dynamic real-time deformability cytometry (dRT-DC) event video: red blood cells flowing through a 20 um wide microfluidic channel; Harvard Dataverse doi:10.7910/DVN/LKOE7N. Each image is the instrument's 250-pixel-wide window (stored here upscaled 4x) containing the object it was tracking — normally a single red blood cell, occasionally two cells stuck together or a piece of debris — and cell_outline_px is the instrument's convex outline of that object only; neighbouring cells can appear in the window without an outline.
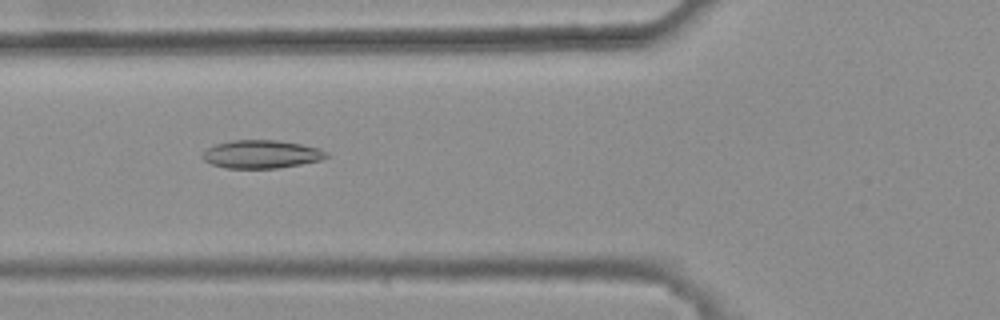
{"species": "common noctule bat (a hibernating species)", "species_latin": "Nyctalus noctula", "temperature_condition": "warm", "stored_images_in_passage": 36, "camera_frame_rate_fps": 3000, "um_per_image_px": 0.085, "animal": {"sex": "female", "body_mass_g": 25.1}, "frame": {"image": 1, "passage_image": 9, "time_ms": 2.667, "image_size_px": [1000, 320], "cell_outline_px": [[328, 156], [320, 160], [300, 164], [276, 168], [224, 168], [212, 164], [204, 160], [200, 156], [208, 148], [216, 144], [232, 140], [276, 140], [300, 144], [320, 148], [328, 152]], "centroid_in_image_um": [22.21, 13.1], "position_along_channel_um": 103.6, "area_um2": 20.23}}
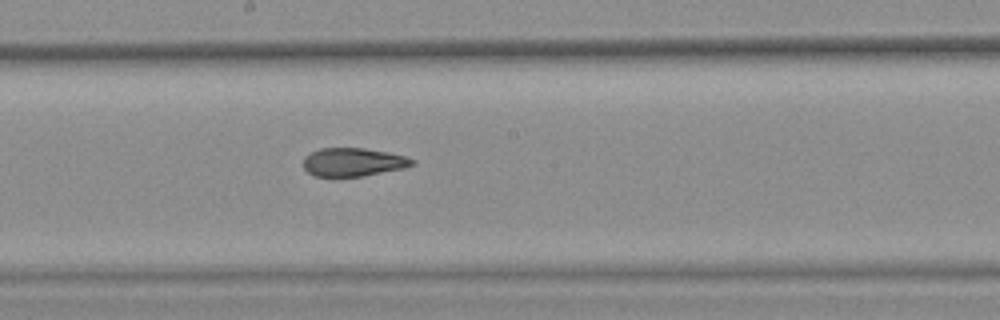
{"frame": {"image": 2, "passage_image": 18, "time_ms": 5.667, "image_size_px": [1000, 320], "cell_outline_px": [[416, 164], [404, 168], [364, 176], [316, 176], [308, 172], [304, 168], [304, 156], [320, 148], [364, 148], [388, 152], [404, 156], [416, 160]], "centroid_in_image_um": [30.05, 13.77], "position_along_channel_um": 218.2, "area_um2": 17.98}}
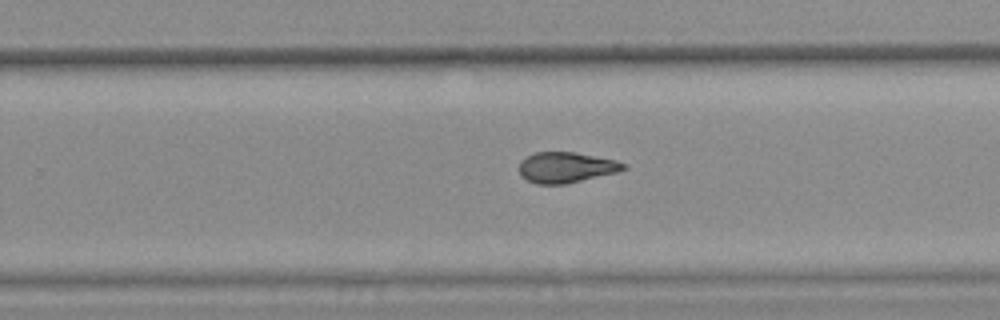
{"frame": {"image": 3, "passage_image": 23, "time_ms": 7.333, "image_size_px": [1000, 320], "cell_outline_px": [[628, 168], [616, 172], [564, 184], [536, 184], [528, 180], [520, 172], [520, 164], [528, 156], [536, 152], [572, 152], [616, 160], [628, 164]], "centroid_in_image_um": [48.16, 14.23], "position_along_channel_um": 281.6, "area_um2": 18.21}, "authors_computed_cell_mechanics": {"area_um2": 18.9584, "velocity_mm_per_s": 3.8251, "shape_relaxation_time_tau1_ms": null, "shape_relaxation_time_tau2_ms": 3.0426, "deformation_change_tau1": null, "deformation_change_tau2": 0.104}}